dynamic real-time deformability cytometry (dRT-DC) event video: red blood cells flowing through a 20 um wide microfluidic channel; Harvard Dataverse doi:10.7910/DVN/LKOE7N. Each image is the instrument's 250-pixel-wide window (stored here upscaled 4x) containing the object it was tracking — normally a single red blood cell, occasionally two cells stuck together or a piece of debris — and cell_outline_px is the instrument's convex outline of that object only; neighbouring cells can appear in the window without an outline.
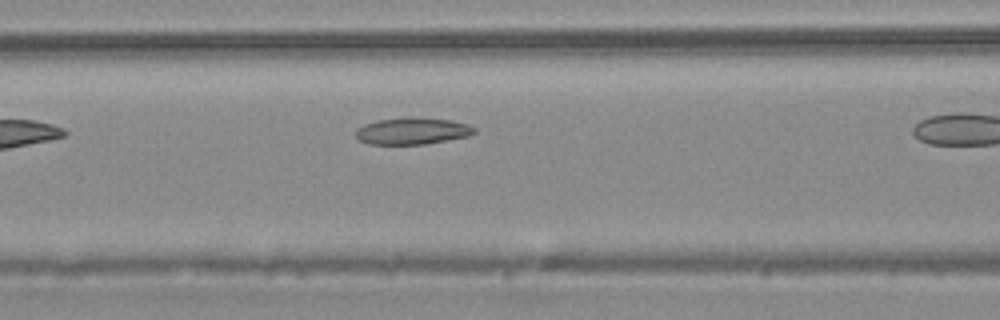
{"species": "common noctule bat (a hibernating species)", "species_latin": "Nyctalus noctula", "temperature_condition": "warm", "stored_images_in_passage": 11, "camera_frame_rate_fps": 3000, "um_per_image_px": 0.085, "animal": {"sex": "male", "body_mass_g": 20.4}, "frame": {"image": 1, "passage_image": 4, "time_ms": 1.0, "image_size_px": [1000, 320], "cell_outline_px": [[476, 132], [468, 136], [448, 140], [424, 144], [368, 144], [360, 140], [356, 136], [356, 128], [364, 124], [376, 120], [404, 116], [412, 116], [452, 120], [468, 124], [476, 128]], "centroid_in_image_um": [35.05, 11.11], "position_along_channel_um": 131.6, "area_um2": 18.84}}
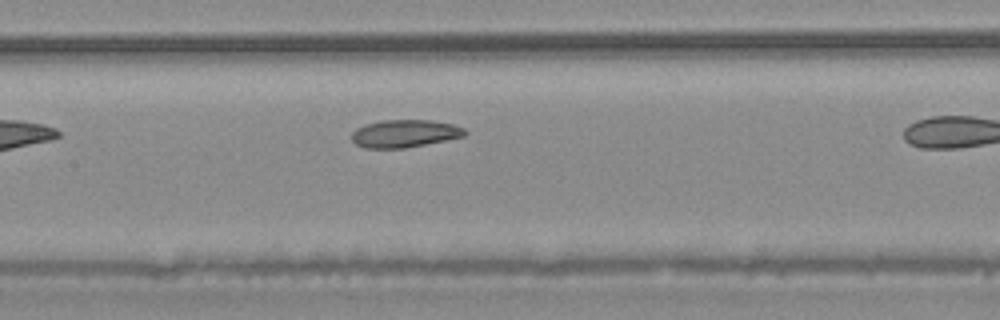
{"frame": {"image": 2, "passage_image": 7, "time_ms": 2.0, "image_size_px": [1000, 320], "cell_outline_px": [[468, 132], [464, 136], [404, 148], [364, 148], [356, 144], [352, 140], [352, 132], [356, 128], [364, 124], [384, 120], [432, 120], [452, 124], [464, 128]], "centroid_in_image_um": [34.37, 11.34], "position_along_channel_um": 173.0, "area_um2": 18.15}}